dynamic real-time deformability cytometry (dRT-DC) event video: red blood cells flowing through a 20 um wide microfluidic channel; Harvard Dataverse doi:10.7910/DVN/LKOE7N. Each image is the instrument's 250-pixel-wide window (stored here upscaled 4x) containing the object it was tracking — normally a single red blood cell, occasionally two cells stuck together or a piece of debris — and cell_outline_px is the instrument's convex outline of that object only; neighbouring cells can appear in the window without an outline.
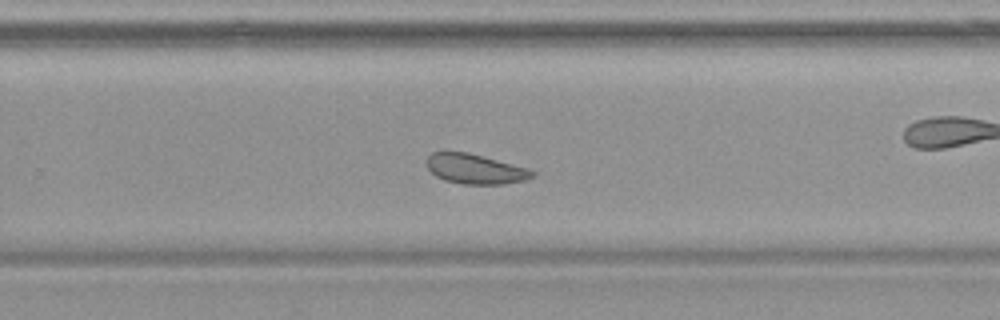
{"species": "common noctule bat (a hibernating species)", "species_latin": "Nyctalus noctula", "temperature_condition": "warm", "stored_images_in_passage": 42, "camera_frame_rate_fps": 3000, "um_per_image_px": 0.085, "animal": {"sex": "female", "body_mass_g": 19.9}, "frame": {"image": 1, "passage_image": 24, "time_ms": 7.667, "image_size_px": [1000, 320], "cell_outline_px": [[536, 172], [532, 176], [524, 180], [504, 184], [464, 184], [444, 180], [436, 176], [428, 168], [424, 160], [432, 152], [468, 152], [528, 168]], "centroid_in_image_um": [40.36, 14.36], "position_along_channel_um": 289.4, "area_um2": 18.32}}